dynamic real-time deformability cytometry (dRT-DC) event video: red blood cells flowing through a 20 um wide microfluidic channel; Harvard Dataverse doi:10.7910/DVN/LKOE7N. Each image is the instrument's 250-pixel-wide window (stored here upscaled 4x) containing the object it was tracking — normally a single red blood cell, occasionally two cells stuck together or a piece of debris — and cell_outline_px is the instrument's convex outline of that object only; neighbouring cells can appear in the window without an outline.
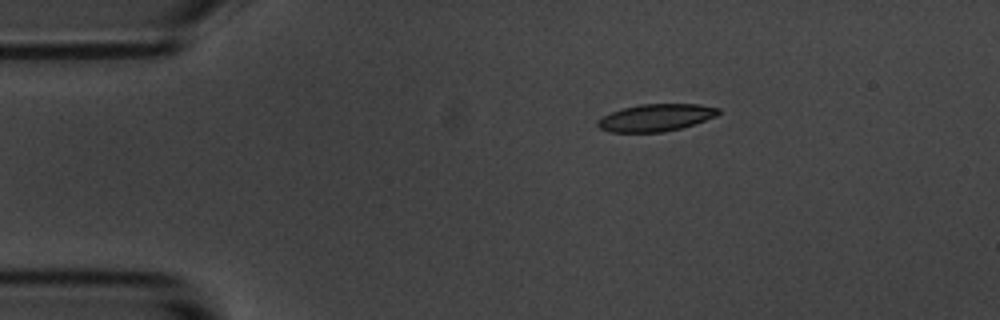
{"species": "common noctule bat (a hibernating species)", "species_latin": "Nyctalus noctula", "temperature_condition": "room temperature", "stored_images_in_passage": 48, "camera_frame_rate_fps": 3000, "um_per_image_px": 0.085, "animal": {"sex": "male", "body_mass_g": 20.1, "forearm_length_mm": 53.5}, "frame": {"image": 1, "passage_image": 1, "time_ms": 0.0, "image_size_px": [1000, 320], "cell_outline_px": [[720, 112], [716, 116], [680, 128], [660, 132], [612, 132], [600, 128], [596, 124], [596, 120], [612, 112], [624, 108], [640, 104], [700, 104], [720, 108]], "centroid_in_image_um": [55.74, 9.99], "position_along_channel_um": 29.3, "area_um2": 18.9}}
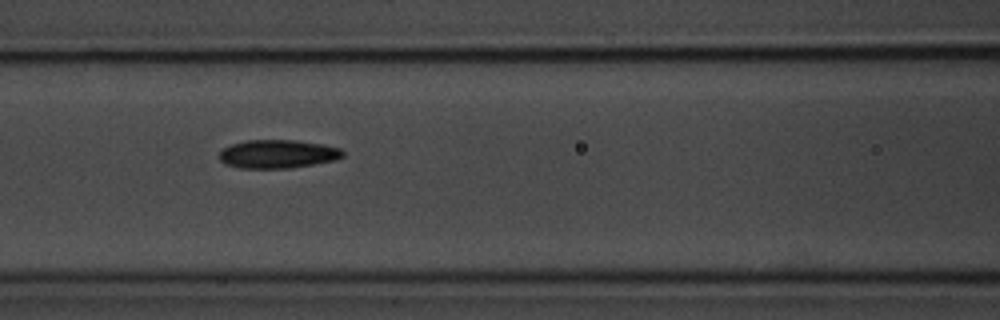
{"frame": {"image": 2, "passage_image": 15, "time_ms": 4.667, "image_size_px": [1000, 320], "cell_outline_px": [[344, 156], [336, 160], [288, 168], [240, 168], [224, 164], [220, 160], [220, 152], [224, 148], [232, 144], [244, 140], [296, 140], [324, 144], [340, 148], [344, 152]], "centroid_in_image_um": [23.62, 13.08], "position_along_channel_um": 143.0, "area_um2": 20.52}}
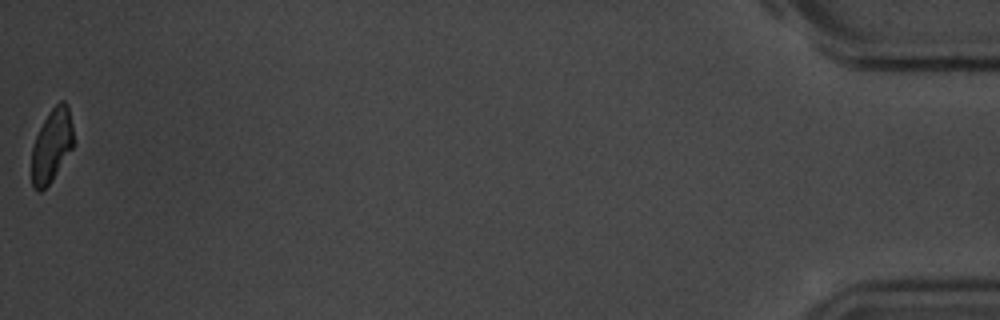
{"frame": {"image": 3, "passage_image": 48, "time_ms": 15.667, "image_size_px": [1000, 320], "cell_outline_px": [[72, 148], [52, 180], [40, 192], [32, 188], [32, 148], [36, 136], [44, 120], [52, 108], [60, 100], [64, 100], [68, 104], [72, 124]], "centroid_in_image_um": [4.38, 12.36], "position_along_channel_um": 430.8, "area_um2": 17.57}, "authors_computed_cell_mechanics": {"area_um2": 19.9988, "velocity_mm_per_s": 3.5124, "shape_relaxation_time_tau1_ms": 2.7511, "shape_relaxation_time_tau2_ms": 7.229, "deformation_change_tau1": 0.1205, "deformation_change_tau2": 0.1039}}